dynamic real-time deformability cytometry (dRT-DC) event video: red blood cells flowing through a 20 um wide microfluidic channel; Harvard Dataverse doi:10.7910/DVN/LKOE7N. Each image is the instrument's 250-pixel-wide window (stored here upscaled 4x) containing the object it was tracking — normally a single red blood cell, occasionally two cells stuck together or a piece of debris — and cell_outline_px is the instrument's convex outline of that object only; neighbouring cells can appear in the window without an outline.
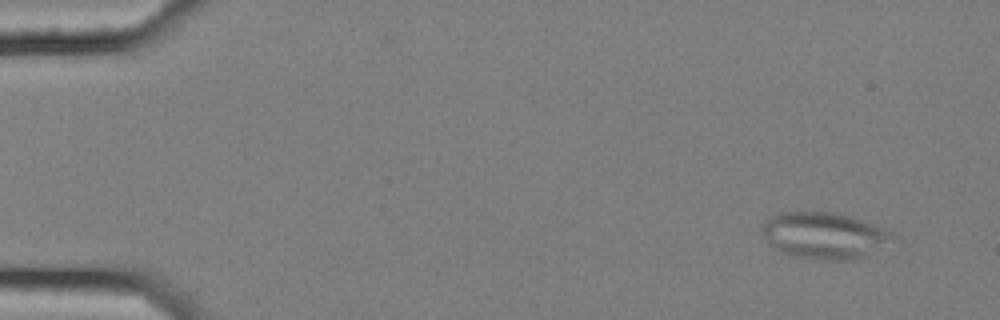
{"species": "common noctule bat (a hibernating species)", "species_latin": "Nyctalus noctula", "temperature_condition": "cold", "stored_images_in_passage": 6, "camera_frame_rate_fps": 3000, "um_per_image_px": 0.085, "animal": {"sex": "female", "body_mass_g": 25.1}, "frame": {"image": 1, "passage_image": 1, "time_ms": 0.0, "image_size_px": [1000, 320], "cell_outline_px": [[892, 236], [880, 248], [852, 260], [812, 260], [792, 256], [776, 248], [764, 236], [760, 228], [772, 216], [780, 212], [832, 212], [860, 220], [872, 224], [892, 232]], "centroid_in_image_um": [69.99, 20.03], "position_along_channel_um": 15.0, "area_um2": 34.45}}
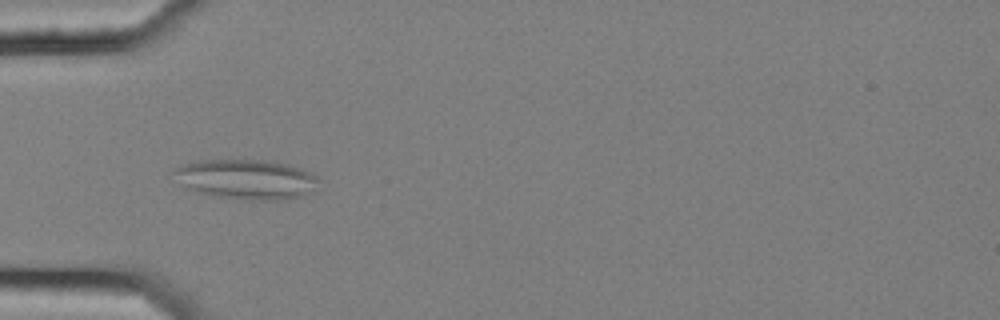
{"frame": {"image": 2, "passage_image": 5, "time_ms": 1.333, "image_size_px": [1000, 320], "cell_outline_px": [[320, 180], [316, 192], [300, 196], [280, 200], [252, 200], [220, 196], [192, 192], [184, 188], [180, 184], [172, 172], [176, 168], [184, 164], [200, 160], [264, 160], [288, 164], [312, 172]], "centroid_in_image_um": [20.97, 15.24], "position_along_channel_um": 64.0, "area_um2": 33.93}}